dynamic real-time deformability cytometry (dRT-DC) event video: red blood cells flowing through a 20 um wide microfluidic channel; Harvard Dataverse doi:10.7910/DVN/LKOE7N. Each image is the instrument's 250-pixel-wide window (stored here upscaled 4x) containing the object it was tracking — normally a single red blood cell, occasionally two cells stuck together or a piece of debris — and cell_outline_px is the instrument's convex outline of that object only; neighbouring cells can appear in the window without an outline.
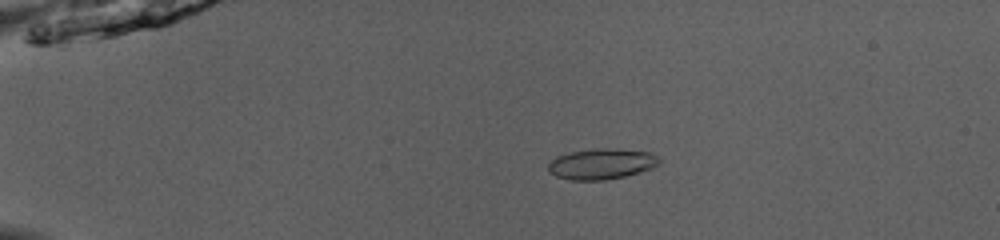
{"species": "common noctule bat (a hibernating species)", "species_latin": "Nyctalus noctula", "temperature_condition": "room temperature", "stored_images_in_passage": 52, "camera_frame_rate_fps": 3000, "um_per_image_px": 0.085, "animal": {"sex": "male", "body_mass_g": 13.0, "forearm_length_mm": 53.1}, "frame": {"image": 1, "passage_image": 13, "time_ms": 4.0, "image_size_px": [1000, 240], "cell_outline_px": [[660, 164], [652, 168], [640, 172], [624, 176], [604, 180], [572, 180], [556, 176], [548, 172], [548, 164], [556, 156], [568, 152], [600, 148], [620, 148], [652, 152], [660, 160]], "centroid_in_image_um": [51.14, 13.92], "position_along_channel_um": 33.9, "area_um2": 20.06}}
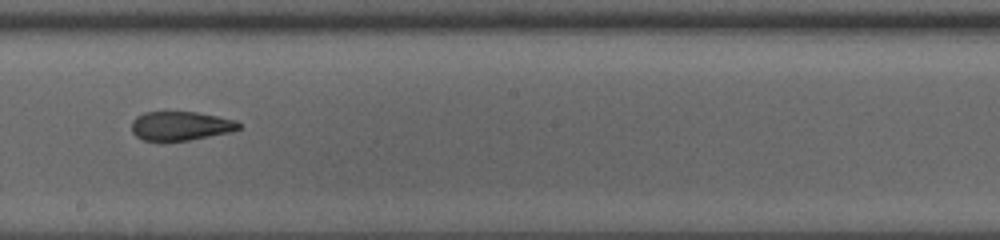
{"frame": {"image": 2, "passage_image": 32, "time_ms": 10.333, "image_size_px": [1000, 240], "cell_outline_px": [[240, 128], [228, 132], [188, 140], [144, 140], [136, 136], [132, 132], [132, 120], [136, 116], [144, 112], [196, 112], [236, 120], [240, 124]], "centroid_in_image_um": [15.32, 10.69], "position_along_channel_um": 232.9, "area_um2": 17.8}}
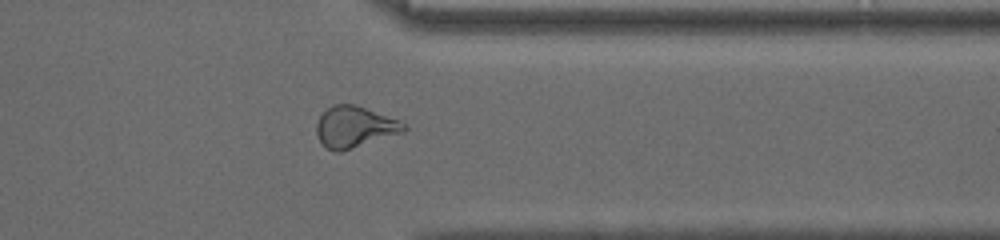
{"frame": {"image": 3, "passage_image": 43, "time_ms": 14.0, "image_size_px": [1000, 240], "cell_outline_px": [[408, 128], [404, 132], [340, 152], [336, 152], [324, 148], [320, 144], [316, 132], [316, 124], [320, 116], [332, 104], [352, 104], [400, 120]], "centroid_in_image_um": [30.11, 10.81], "position_along_channel_um": 381.3, "area_um2": 20.98}, "authors_computed_cell_mechanics": {"area_um2": 19.9699, "velocity_mm_per_s": 4.0833, "shape_relaxation_time_tau1_ms": null, "shape_relaxation_time_tau2_ms": 1.5967, "deformation_change_tau1": null, "deformation_change_tau2": 0.0811}}